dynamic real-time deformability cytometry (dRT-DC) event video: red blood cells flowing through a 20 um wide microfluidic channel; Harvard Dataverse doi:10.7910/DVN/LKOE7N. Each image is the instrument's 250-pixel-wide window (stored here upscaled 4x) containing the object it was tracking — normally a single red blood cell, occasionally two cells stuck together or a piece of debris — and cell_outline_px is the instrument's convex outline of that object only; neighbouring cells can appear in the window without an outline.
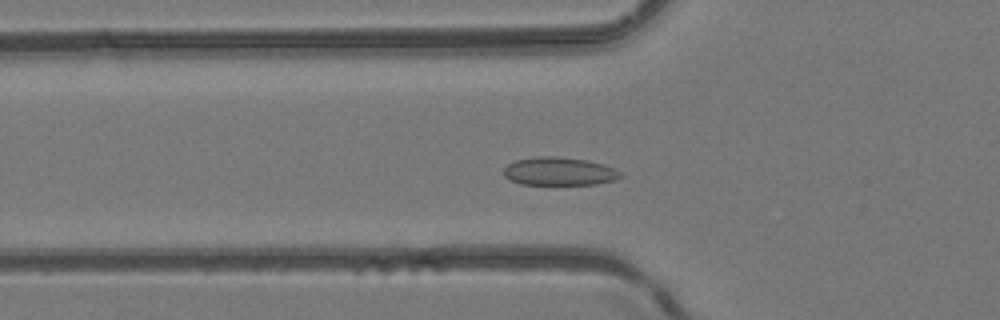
{"species": "common noctule bat (a hibernating species)", "species_latin": "Nyctalus noctula", "temperature_condition": "room temperature", "stored_images_in_passage": 45, "camera_frame_rate_fps": 3000, "um_per_image_px": 0.085, "animal": {"sex": "female", "body_mass_g": 24.6, "forearm_length_mm": 56.2}, "frame": {"image": 1, "passage_image": 14, "time_ms": 4.333, "image_size_px": [1000, 320], "cell_outline_px": [[624, 176], [616, 180], [596, 184], [520, 184], [504, 176], [504, 168], [508, 164], [516, 160], [536, 156], [552, 156], [588, 160], [604, 164], [620, 172]], "centroid_in_image_um": [47.55, 14.56], "position_along_channel_um": 78.2, "area_um2": 19.13}}
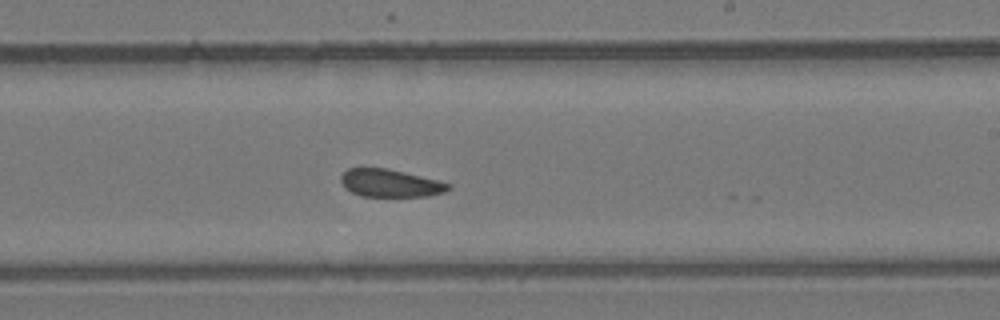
{"frame": {"image": 2, "passage_image": 26, "time_ms": 8.333, "image_size_px": [1000, 320], "cell_outline_px": [[452, 188], [444, 192], [428, 196], [360, 196], [352, 192], [340, 180], [340, 176], [348, 168], [388, 168], [452, 184]], "centroid_in_image_um": [33.19, 15.57], "position_along_channel_um": 255.8, "area_um2": 17.17}}
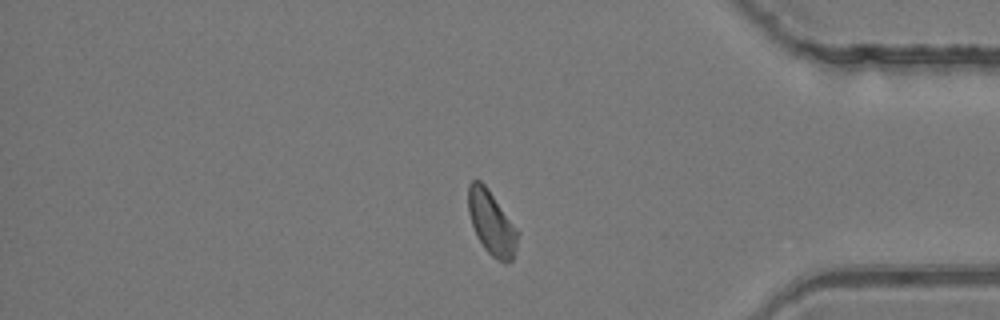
{"frame": {"image": 3, "passage_image": 37, "time_ms": 12.0, "image_size_px": [1000, 320], "cell_outline_px": [[520, 232], [516, 248], [512, 260], [504, 264], [496, 260], [484, 248], [472, 224], [468, 212], [468, 184], [472, 180], [480, 180], [488, 188]], "centroid_in_image_um": [41.8, 18.95], "position_along_channel_um": 393.4, "area_um2": 18.5}}